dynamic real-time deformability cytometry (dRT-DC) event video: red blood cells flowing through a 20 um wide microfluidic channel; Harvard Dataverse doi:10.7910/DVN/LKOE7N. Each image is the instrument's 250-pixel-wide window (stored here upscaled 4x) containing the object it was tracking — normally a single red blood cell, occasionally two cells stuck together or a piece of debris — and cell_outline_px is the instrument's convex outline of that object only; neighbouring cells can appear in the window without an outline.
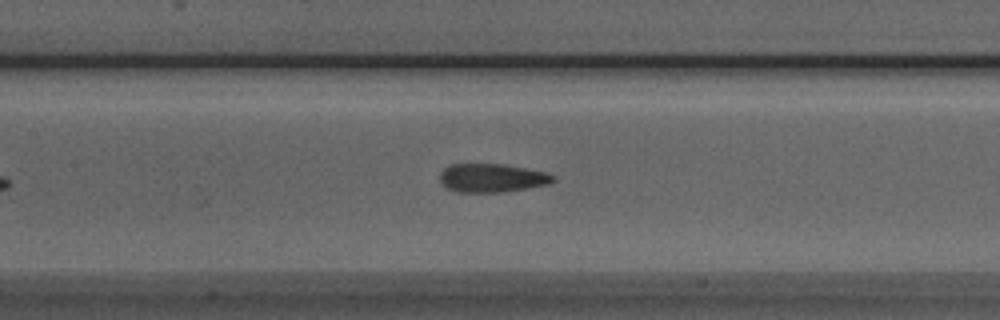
{"species": "Egyptian fruit bat (a non-hibernating species)", "species_latin": "Rousettus aegyptiacus", "temperature_condition": "room temperature", "stored_images_in_passage": 8, "camera_frame_rate_fps": 3000, "um_per_image_px": 0.085, "animal": {"sex": "male"}, "frame": {"image": 1, "passage_image": 8, "time_ms": 9.0, "image_size_px": [1000, 320], "cell_outline_px": [[556, 180], [548, 184], [500, 192], [456, 192], [448, 188], [440, 180], [440, 172], [444, 168], [452, 164], [500, 164], [548, 172]], "centroid_in_image_um": [41.79, 15.12], "position_along_channel_um": 165.6, "area_um2": 18.55}}